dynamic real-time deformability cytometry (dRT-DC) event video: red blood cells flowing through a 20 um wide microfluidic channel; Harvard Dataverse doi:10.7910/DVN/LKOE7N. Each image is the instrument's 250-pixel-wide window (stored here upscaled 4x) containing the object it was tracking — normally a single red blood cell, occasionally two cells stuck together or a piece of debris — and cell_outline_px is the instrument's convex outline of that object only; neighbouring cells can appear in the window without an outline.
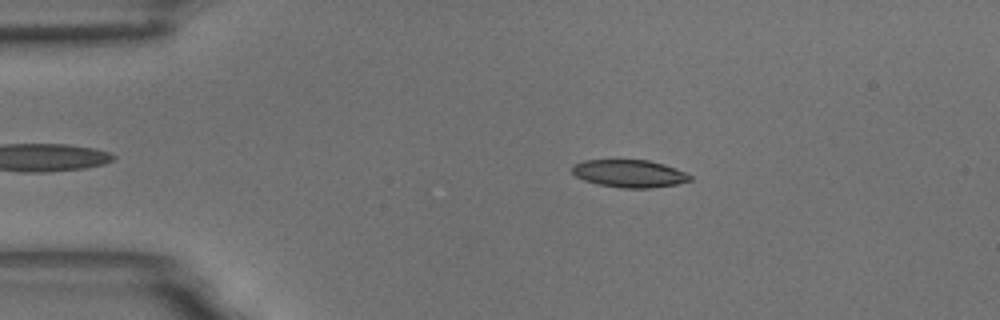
{"species": "common noctule bat (a hibernating species)", "species_latin": "Nyctalus noctula", "temperature_condition": "room temperature", "stored_images_in_passage": 8, "camera_frame_rate_fps": 3000, "um_per_image_px": 0.085, "animal": {"sex": "male", "body_mass_g": 18.8}, "frame": {"image": 1, "passage_image": 3, "time_ms": 0.667, "image_size_px": [1000, 320], "cell_outline_px": [[692, 180], [676, 184], [652, 188], [620, 188], [600, 184], [584, 180], [576, 176], [572, 172], [572, 164], [584, 160], [648, 160], [664, 164], [676, 168], [692, 176]], "centroid_in_image_um": [53.5, 14.75], "position_along_channel_um": 31.5, "area_um2": 18.96}}
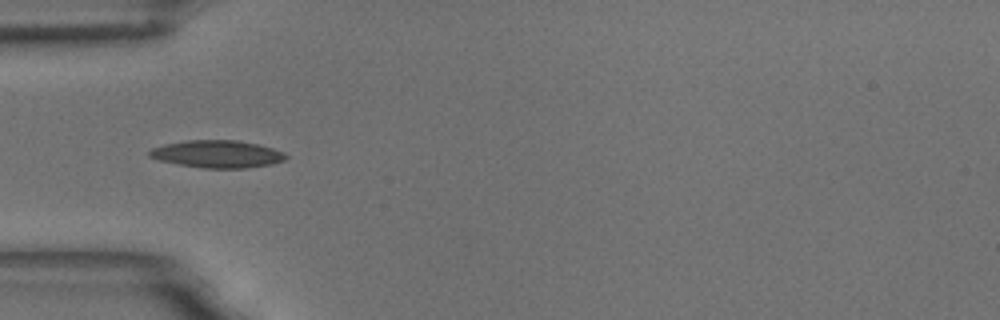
{"frame": {"image": 2, "passage_image": 5, "time_ms": 1.333, "image_size_px": [1000, 320], "cell_outline_px": [[288, 156], [284, 160], [272, 164], [244, 168], [200, 168], [160, 160], [148, 156], [148, 152], [152, 148], [164, 144], [188, 140], [236, 140], [260, 144], [284, 152]], "centroid_in_image_um": [18.48, 13.09], "position_along_channel_um": 66.5, "area_um2": 21.79}}
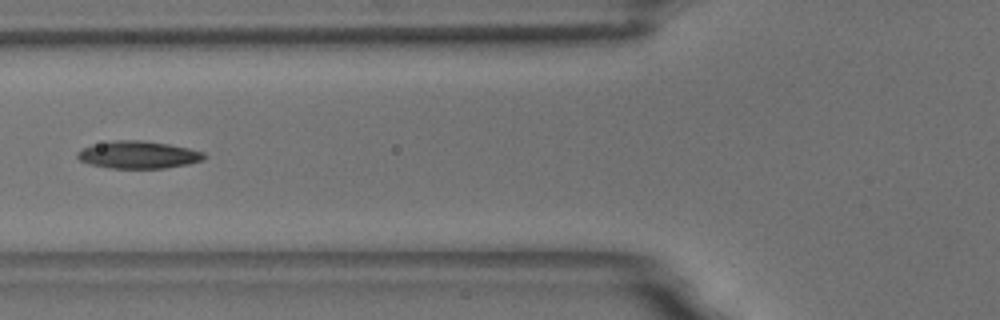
{"frame": {"image": 3, "passage_image": 6, "time_ms": 1.667, "image_size_px": [1000, 320], "cell_outline_px": [[208, 156], [204, 160], [188, 164], [164, 168], [108, 168], [88, 164], [80, 160], [76, 156], [76, 152], [92, 144], [112, 140], [144, 140], [168, 144], [188, 148], [204, 152]], "centroid_in_image_um": [11.75, 13.15], "position_along_channel_um": 114.1, "area_um2": 20.46}}